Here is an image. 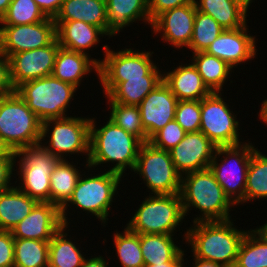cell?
<instances>
[{
	"instance_id": "43",
	"label": "cell",
	"mask_w": 267,
	"mask_h": 267,
	"mask_svg": "<svg viewBox=\"0 0 267 267\" xmlns=\"http://www.w3.org/2000/svg\"><path fill=\"white\" fill-rule=\"evenodd\" d=\"M195 3V0H148V14L151 22L161 13L185 4Z\"/></svg>"
},
{
	"instance_id": "52",
	"label": "cell",
	"mask_w": 267,
	"mask_h": 267,
	"mask_svg": "<svg viewBox=\"0 0 267 267\" xmlns=\"http://www.w3.org/2000/svg\"><path fill=\"white\" fill-rule=\"evenodd\" d=\"M11 1L12 0H0V23L2 22Z\"/></svg>"
},
{
	"instance_id": "50",
	"label": "cell",
	"mask_w": 267,
	"mask_h": 267,
	"mask_svg": "<svg viewBox=\"0 0 267 267\" xmlns=\"http://www.w3.org/2000/svg\"><path fill=\"white\" fill-rule=\"evenodd\" d=\"M0 158H15V153L0 136Z\"/></svg>"
},
{
	"instance_id": "11",
	"label": "cell",
	"mask_w": 267,
	"mask_h": 267,
	"mask_svg": "<svg viewBox=\"0 0 267 267\" xmlns=\"http://www.w3.org/2000/svg\"><path fill=\"white\" fill-rule=\"evenodd\" d=\"M103 59L99 64V82L97 83H121L126 78L144 76H163L156 59L153 61L154 51L129 48L113 50L105 43L102 44ZM135 49V50H134Z\"/></svg>"
},
{
	"instance_id": "6",
	"label": "cell",
	"mask_w": 267,
	"mask_h": 267,
	"mask_svg": "<svg viewBox=\"0 0 267 267\" xmlns=\"http://www.w3.org/2000/svg\"><path fill=\"white\" fill-rule=\"evenodd\" d=\"M90 117L74 114V116L70 115L66 118L49 119L42 122L40 144L59 160H72L73 156L71 155L75 154V157L81 155L88 163L90 155Z\"/></svg>"
},
{
	"instance_id": "14",
	"label": "cell",
	"mask_w": 267,
	"mask_h": 267,
	"mask_svg": "<svg viewBox=\"0 0 267 267\" xmlns=\"http://www.w3.org/2000/svg\"><path fill=\"white\" fill-rule=\"evenodd\" d=\"M56 38L53 18L26 25H0V51L12 54L48 46Z\"/></svg>"
},
{
	"instance_id": "40",
	"label": "cell",
	"mask_w": 267,
	"mask_h": 267,
	"mask_svg": "<svg viewBox=\"0 0 267 267\" xmlns=\"http://www.w3.org/2000/svg\"><path fill=\"white\" fill-rule=\"evenodd\" d=\"M174 119L187 133L199 131L201 100L178 101Z\"/></svg>"
},
{
	"instance_id": "29",
	"label": "cell",
	"mask_w": 267,
	"mask_h": 267,
	"mask_svg": "<svg viewBox=\"0 0 267 267\" xmlns=\"http://www.w3.org/2000/svg\"><path fill=\"white\" fill-rule=\"evenodd\" d=\"M174 236L176 235L140 234V248L145 265L174 261L185 250Z\"/></svg>"
},
{
	"instance_id": "25",
	"label": "cell",
	"mask_w": 267,
	"mask_h": 267,
	"mask_svg": "<svg viewBox=\"0 0 267 267\" xmlns=\"http://www.w3.org/2000/svg\"><path fill=\"white\" fill-rule=\"evenodd\" d=\"M162 80L163 76H144L126 78L121 83H100V93L107 101L138 106Z\"/></svg>"
},
{
	"instance_id": "34",
	"label": "cell",
	"mask_w": 267,
	"mask_h": 267,
	"mask_svg": "<svg viewBox=\"0 0 267 267\" xmlns=\"http://www.w3.org/2000/svg\"><path fill=\"white\" fill-rule=\"evenodd\" d=\"M267 200V155L256 149L251 156L245 186V204Z\"/></svg>"
},
{
	"instance_id": "7",
	"label": "cell",
	"mask_w": 267,
	"mask_h": 267,
	"mask_svg": "<svg viewBox=\"0 0 267 267\" xmlns=\"http://www.w3.org/2000/svg\"><path fill=\"white\" fill-rule=\"evenodd\" d=\"M41 122L69 117L78 89L53 75L31 80L15 90Z\"/></svg>"
},
{
	"instance_id": "24",
	"label": "cell",
	"mask_w": 267,
	"mask_h": 267,
	"mask_svg": "<svg viewBox=\"0 0 267 267\" xmlns=\"http://www.w3.org/2000/svg\"><path fill=\"white\" fill-rule=\"evenodd\" d=\"M108 22V40L119 36L126 27H132L134 22L143 21L151 27L148 14V0H105Z\"/></svg>"
},
{
	"instance_id": "26",
	"label": "cell",
	"mask_w": 267,
	"mask_h": 267,
	"mask_svg": "<svg viewBox=\"0 0 267 267\" xmlns=\"http://www.w3.org/2000/svg\"><path fill=\"white\" fill-rule=\"evenodd\" d=\"M84 21L101 28L108 35L105 0H64L54 21Z\"/></svg>"
},
{
	"instance_id": "3",
	"label": "cell",
	"mask_w": 267,
	"mask_h": 267,
	"mask_svg": "<svg viewBox=\"0 0 267 267\" xmlns=\"http://www.w3.org/2000/svg\"><path fill=\"white\" fill-rule=\"evenodd\" d=\"M234 221L236 219L200 221L192 225L190 222L180 242L188 244L190 253L198 259L234 267L240 244L248 231L238 229Z\"/></svg>"
},
{
	"instance_id": "41",
	"label": "cell",
	"mask_w": 267,
	"mask_h": 267,
	"mask_svg": "<svg viewBox=\"0 0 267 267\" xmlns=\"http://www.w3.org/2000/svg\"><path fill=\"white\" fill-rule=\"evenodd\" d=\"M186 133L174 119L156 132L149 139V143L155 148L170 151L185 137Z\"/></svg>"
},
{
	"instance_id": "12",
	"label": "cell",
	"mask_w": 267,
	"mask_h": 267,
	"mask_svg": "<svg viewBox=\"0 0 267 267\" xmlns=\"http://www.w3.org/2000/svg\"><path fill=\"white\" fill-rule=\"evenodd\" d=\"M223 93L211 92L201 100L199 131L217 147L235 146L245 143L247 140H244L239 134V131L242 130L240 126L241 120H237V115L230 107L231 105H229L232 102L227 100Z\"/></svg>"
},
{
	"instance_id": "45",
	"label": "cell",
	"mask_w": 267,
	"mask_h": 267,
	"mask_svg": "<svg viewBox=\"0 0 267 267\" xmlns=\"http://www.w3.org/2000/svg\"><path fill=\"white\" fill-rule=\"evenodd\" d=\"M15 92L10 79V60L0 51V96Z\"/></svg>"
},
{
	"instance_id": "42",
	"label": "cell",
	"mask_w": 267,
	"mask_h": 267,
	"mask_svg": "<svg viewBox=\"0 0 267 267\" xmlns=\"http://www.w3.org/2000/svg\"><path fill=\"white\" fill-rule=\"evenodd\" d=\"M0 267H14V238L11 231L0 230Z\"/></svg>"
},
{
	"instance_id": "53",
	"label": "cell",
	"mask_w": 267,
	"mask_h": 267,
	"mask_svg": "<svg viewBox=\"0 0 267 267\" xmlns=\"http://www.w3.org/2000/svg\"><path fill=\"white\" fill-rule=\"evenodd\" d=\"M237 3H239L244 9H246L250 13V7H252V2H255L257 0H235Z\"/></svg>"
},
{
	"instance_id": "18",
	"label": "cell",
	"mask_w": 267,
	"mask_h": 267,
	"mask_svg": "<svg viewBox=\"0 0 267 267\" xmlns=\"http://www.w3.org/2000/svg\"><path fill=\"white\" fill-rule=\"evenodd\" d=\"M217 146L201 131L189 132L169 153L178 173L185 174L209 168Z\"/></svg>"
},
{
	"instance_id": "49",
	"label": "cell",
	"mask_w": 267,
	"mask_h": 267,
	"mask_svg": "<svg viewBox=\"0 0 267 267\" xmlns=\"http://www.w3.org/2000/svg\"><path fill=\"white\" fill-rule=\"evenodd\" d=\"M187 250H184L174 261L161 263L156 265H144V267H183L185 253Z\"/></svg>"
},
{
	"instance_id": "17",
	"label": "cell",
	"mask_w": 267,
	"mask_h": 267,
	"mask_svg": "<svg viewBox=\"0 0 267 267\" xmlns=\"http://www.w3.org/2000/svg\"><path fill=\"white\" fill-rule=\"evenodd\" d=\"M256 37L252 35L251 29L249 31L247 24L238 29H225L205 52L223 60L235 69L238 65L240 67L246 62L248 64V61L251 63L254 58H257L259 53L256 49L258 47Z\"/></svg>"
},
{
	"instance_id": "28",
	"label": "cell",
	"mask_w": 267,
	"mask_h": 267,
	"mask_svg": "<svg viewBox=\"0 0 267 267\" xmlns=\"http://www.w3.org/2000/svg\"><path fill=\"white\" fill-rule=\"evenodd\" d=\"M38 203L16 185L0 192V230L11 231Z\"/></svg>"
},
{
	"instance_id": "32",
	"label": "cell",
	"mask_w": 267,
	"mask_h": 267,
	"mask_svg": "<svg viewBox=\"0 0 267 267\" xmlns=\"http://www.w3.org/2000/svg\"><path fill=\"white\" fill-rule=\"evenodd\" d=\"M193 65L197 68L204 84L211 92H224L223 87L234 74L231 68L223 60L210 55L206 52H196L190 58ZM225 84V85H224Z\"/></svg>"
},
{
	"instance_id": "35",
	"label": "cell",
	"mask_w": 267,
	"mask_h": 267,
	"mask_svg": "<svg viewBox=\"0 0 267 267\" xmlns=\"http://www.w3.org/2000/svg\"><path fill=\"white\" fill-rule=\"evenodd\" d=\"M123 229L122 232L114 231L112 235L117 261L122 267H144L140 234L131 232L126 226Z\"/></svg>"
},
{
	"instance_id": "13",
	"label": "cell",
	"mask_w": 267,
	"mask_h": 267,
	"mask_svg": "<svg viewBox=\"0 0 267 267\" xmlns=\"http://www.w3.org/2000/svg\"><path fill=\"white\" fill-rule=\"evenodd\" d=\"M133 174L141 178L149 194H179L181 175L172 162L169 151L152 146L140 147Z\"/></svg>"
},
{
	"instance_id": "48",
	"label": "cell",
	"mask_w": 267,
	"mask_h": 267,
	"mask_svg": "<svg viewBox=\"0 0 267 267\" xmlns=\"http://www.w3.org/2000/svg\"><path fill=\"white\" fill-rule=\"evenodd\" d=\"M186 255L187 254H185V258H184V263H183V267H189V263H188V261L185 263V261L186 260H188L187 258H186ZM192 256V259H193V261L191 262L193 265H190V267L192 266V267H226V266H224V265H222V264H219V263H215V262H212V261H206V260H201V259H198V258H196V257H194L193 255H191ZM195 262V263H194ZM187 263H188V266H185V264L187 265Z\"/></svg>"
},
{
	"instance_id": "10",
	"label": "cell",
	"mask_w": 267,
	"mask_h": 267,
	"mask_svg": "<svg viewBox=\"0 0 267 267\" xmlns=\"http://www.w3.org/2000/svg\"><path fill=\"white\" fill-rule=\"evenodd\" d=\"M58 161L41 144L18 150L15 153L16 187L38 202H50V176Z\"/></svg>"
},
{
	"instance_id": "20",
	"label": "cell",
	"mask_w": 267,
	"mask_h": 267,
	"mask_svg": "<svg viewBox=\"0 0 267 267\" xmlns=\"http://www.w3.org/2000/svg\"><path fill=\"white\" fill-rule=\"evenodd\" d=\"M61 209L50 202H38L12 230L14 239L50 241L63 226Z\"/></svg>"
},
{
	"instance_id": "22",
	"label": "cell",
	"mask_w": 267,
	"mask_h": 267,
	"mask_svg": "<svg viewBox=\"0 0 267 267\" xmlns=\"http://www.w3.org/2000/svg\"><path fill=\"white\" fill-rule=\"evenodd\" d=\"M56 39L62 48L90 55L89 50L100 45V38L108 35L99 27L84 21H54ZM99 44V45H98ZM88 50V51H87Z\"/></svg>"
},
{
	"instance_id": "33",
	"label": "cell",
	"mask_w": 267,
	"mask_h": 267,
	"mask_svg": "<svg viewBox=\"0 0 267 267\" xmlns=\"http://www.w3.org/2000/svg\"><path fill=\"white\" fill-rule=\"evenodd\" d=\"M234 267H267V235L258 225L246 232Z\"/></svg>"
},
{
	"instance_id": "27",
	"label": "cell",
	"mask_w": 267,
	"mask_h": 267,
	"mask_svg": "<svg viewBox=\"0 0 267 267\" xmlns=\"http://www.w3.org/2000/svg\"><path fill=\"white\" fill-rule=\"evenodd\" d=\"M69 227L63 225L49 241L48 265L50 267H81L87 257L76 241L78 238L74 239V236L69 235L68 231L71 233L74 230Z\"/></svg>"
},
{
	"instance_id": "15",
	"label": "cell",
	"mask_w": 267,
	"mask_h": 267,
	"mask_svg": "<svg viewBox=\"0 0 267 267\" xmlns=\"http://www.w3.org/2000/svg\"><path fill=\"white\" fill-rule=\"evenodd\" d=\"M60 47L55 38L48 46L12 54L9 57L10 79L14 89L25 82L52 75Z\"/></svg>"
},
{
	"instance_id": "44",
	"label": "cell",
	"mask_w": 267,
	"mask_h": 267,
	"mask_svg": "<svg viewBox=\"0 0 267 267\" xmlns=\"http://www.w3.org/2000/svg\"><path fill=\"white\" fill-rule=\"evenodd\" d=\"M13 180H15V158H0V192L14 187Z\"/></svg>"
},
{
	"instance_id": "19",
	"label": "cell",
	"mask_w": 267,
	"mask_h": 267,
	"mask_svg": "<svg viewBox=\"0 0 267 267\" xmlns=\"http://www.w3.org/2000/svg\"><path fill=\"white\" fill-rule=\"evenodd\" d=\"M177 103L176 96L163 80L142 100L138 107L148 139L174 120Z\"/></svg>"
},
{
	"instance_id": "4",
	"label": "cell",
	"mask_w": 267,
	"mask_h": 267,
	"mask_svg": "<svg viewBox=\"0 0 267 267\" xmlns=\"http://www.w3.org/2000/svg\"><path fill=\"white\" fill-rule=\"evenodd\" d=\"M179 194L184 216L187 217L193 208L199 213L192 215V223L230 220L231 208H236L209 168L183 175Z\"/></svg>"
},
{
	"instance_id": "54",
	"label": "cell",
	"mask_w": 267,
	"mask_h": 267,
	"mask_svg": "<svg viewBox=\"0 0 267 267\" xmlns=\"http://www.w3.org/2000/svg\"><path fill=\"white\" fill-rule=\"evenodd\" d=\"M266 223L265 224H263V225H259V229L265 234V235H267V221H265Z\"/></svg>"
},
{
	"instance_id": "2",
	"label": "cell",
	"mask_w": 267,
	"mask_h": 267,
	"mask_svg": "<svg viewBox=\"0 0 267 267\" xmlns=\"http://www.w3.org/2000/svg\"><path fill=\"white\" fill-rule=\"evenodd\" d=\"M84 168L88 171L82 170V174L77 181L72 197L61 208L63 224L66 226L71 225L70 220L72 218L70 217L71 215L73 216L72 213L73 211L75 213V208H77L81 211H77V213H82L83 211L87 216L89 214L90 216L92 215V217L95 216L94 219H98L101 225L106 227L109 221L108 217H110L109 212L112 211L111 207L113 206V203H116V199L119 196L118 190H121L120 184L124 181V178L118 173L107 170H100L98 171L99 173L96 174L94 171H91L94 170V168L88 166V163L84 165ZM71 209L72 213H70Z\"/></svg>"
},
{
	"instance_id": "46",
	"label": "cell",
	"mask_w": 267,
	"mask_h": 267,
	"mask_svg": "<svg viewBox=\"0 0 267 267\" xmlns=\"http://www.w3.org/2000/svg\"><path fill=\"white\" fill-rule=\"evenodd\" d=\"M43 13L50 18H55L59 13L64 0H34Z\"/></svg>"
},
{
	"instance_id": "8",
	"label": "cell",
	"mask_w": 267,
	"mask_h": 267,
	"mask_svg": "<svg viewBox=\"0 0 267 267\" xmlns=\"http://www.w3.org/2000/svg\"><path fill=\"white\" fill-rule=\"evenodd\" d=\"M42 122L15 91L0 96V136L16 153L40 144Z\"/></svg>"
},
{
	"instance_id": "9",
	"label": "cell",
	"mask_w": 267,
	"mask_h": 267,
	"mask_svg": "<svg viewBox=\"0 0 267 267\" xmlns=\"http://www.w3.org/2000/svg\"><path fill=\"white\" fill-rule=\"evenodd\" d=\"M249 139L235 146L217 147L209 169L230 201L245 206V186L252 153L258 148ZM221 157V158H220Z\"/></svg>"
},
{
	"instance_id": "5",
	"label": "cell",
	"mask_w": 267,
	"mask_h": 267,
	"mask_svg": "<svg viewBox=\"0 0 267 267\" xmlns=\"http://www.w3.org/2000/svg\"><path fill=\"white\" fill-rule=\"evenodd\" d=\"M140 203L125 225L131 232L176 235L184 231L180 229L186 222L180 194H149Z\"/></svg>"
},
{
	"instance_id": "31",
	"label": "cell",
	"mask_w": 267,
	"mask_h": 267,
	"mask_svg": "<svg viewBox=\"0 0 267 267\" xmlns=\"http://www.w3.org/2000/svg\"><path fill=\"white\" fill-rule=\"evenodd\" d=\"M198 11L213 17L224 29H238L248 22V11L235 0H195Z\"/></svg>"
},
{
	"instance_id": "36",
	"label": "cell",
	"mask_w": 267,
	"mask_h": 267,
	"mask_svg": "<svg viewBox=\"0 0 267 267\" xmlns=\"http://www.w3.org/2000/svg\"><path fill=\"white\" fill-rule=\"evenodd\" d=\"M49 241L14 239V267L48 266Z\"/></svg>"
},
{
	"instance_id": "30",
	"label": "cell",
	"mask_w": 267,
	"mask_h": 267,
	"mask_svg": "<svg viewBox=\"0 0 267 267\" xmlns=\"http://www.w3.org/2000/svg\"><path fill=\"white\" fill-rule=\"evenodd\" d=\"M74 158L72 161L59 160L50 176V203L57 205L60 209L72 197L77 181L82 174V168L80 169L78 162L74 164Z\"/></svg>"
},
{
	"instance_id": "47",
	"label": "cell",
	"mask_w": 267,
	"mask_h": 267,
	"mask_svg": "<svg viewBox=\"0 0 267 267\" xmlns=\"http://www.w3.org/2000/svg\"><path fill=\"white\" fill-rule=\"evenodd\" d=\"M94 255L87 256L82 262L81 267H109V259L106 260L105 256L103 257L101 254L97 256L96 254Z\"/></svg>"
},
{
	"instance_id": "1",
	"label": "cell",
	"mask_w": 267,
	"mask_h": 267,
	"mask_svg": "<svg viewBox=\"0 0 267 267\" xmlns=\"http://www.w3.org/2000/svg\"><path fill=\"white\" fill-rule=\"evenodd\" d=\"M96 119H98L96 116H91L88 166L94 170L100 168L103 170L102 167L107 165L108 169L104 168V170L118 173L124 178L129 175L126 171L133 172L143 142L117 126L109 118H106L107 123L104 122L103 126L101 124L98 126ZM99 165L100 168H98Z\"/></svg>"
},
{
	"instance_id": "21",
	"label": "cell",
	"mask_w": 267,
	"mask_h": 267,
	"mask_svg": "<svg viewBox=\"0 0 267 267\" xmlns=\"http://www.w3.org/2000/svg\"><path fill=\"white\" fill-rule=\"evenodd\" d=\"M101 62V58L96 59L87 54L60 47L56 55L52 75L79 89L84 81L83 78H88L90 73L95 71L94 73L99 77V64Z\"/></svg>"
},
{
	"instance_id": "51",
	"label": "cell",
	"mask_w": 267,
	"mask_h": 267,
	"mask_svg": "<svg viewBox=\"0 0 267 267\" xmlns=\"http://www.w3.org/2000/svg\"><path fill=\"white\" fill-rule=\"evenodd\" d=\"M261 108H259V113L257 114L259 119H257L258 121L262 120V123H264V125L267 126V98L265 97V99L262 101V103L260 104Z\"/></svg>"
},
{
	"instance_id": "37",
	"label": "cell",
	"mask_w": 267,
	"mask_h": 267,
	"mask_svg": "<svg viewBox=\"0 0 267 267\" xmlns=\"http://www.w3.org/2000/svg\"><path fill=\"white\" fill-rule=\"evenodd\" d=\"M110 120L117 126L123 128L126 132L135 135L143 143L149 142L147 134L142 126L140 109L136 105H125L113 101L106 102ZM110 111V112H109Z\"/></svg>"
},
{
	"instance_id": "23",
	"label": "cell",
	"mask_w": 267,
	"mask_h": 267,
	"mask_svg": "<svg viewBox=\"0 0 267 267\" xmlns=\"http://www.w3.org/2000/svg\"><path fill=\"white\" fill-rule=\"evenodd\" d=\"M172 70L163 72V81L169 86L178 101L202 100L211 91L204 84L202 77L192 62H179Z\"/></svg>"
},
{
	"instance_id": "39",
	"label": "cell",
	"mask_w": 267,
	"mask_h": 267,
	"mask_svg": "<svg viewBox=\"0 0 267 267\" xmlns=\"http://www.w3.org/2000/svg\"><path fill=\"white\" fill-rule=\"evenodd\" d=\"M47 18L34 0H12L0 25L33 24Z\"/></svg>"
},
{
	"instance_id": "16",
	"label": "cell",
	"mask_w": 267,
	"mask_h": 267,
	"mask_svg": "<svg viewBox=\"0 0 267 267\" xmlns=\"http://www.w3.org/2000/svg\"><path fill=\"white\" fill-rule=\"evenodd\" d=\"M195 3L175 7L158 15L151 24V32L160 36L163 43L175 50L187 49L193 35Z\"/></svg>"
},
{
	"instance_id": "38",
	"label": "cell",
	"mask_w": 267,
	"mask_h": 267,
	"mask_svg": "<svg viewBox=\"0 0 267 267\" xmlns=\"http://www.w3.org/2000/svg\"><path fill=\"white\" fill-rule=\"evenodd\" d=\"M224 30L213 17L196 10L193 35L187 50L191 54L205 52Z\"/></svg>"
}]
</instances>
